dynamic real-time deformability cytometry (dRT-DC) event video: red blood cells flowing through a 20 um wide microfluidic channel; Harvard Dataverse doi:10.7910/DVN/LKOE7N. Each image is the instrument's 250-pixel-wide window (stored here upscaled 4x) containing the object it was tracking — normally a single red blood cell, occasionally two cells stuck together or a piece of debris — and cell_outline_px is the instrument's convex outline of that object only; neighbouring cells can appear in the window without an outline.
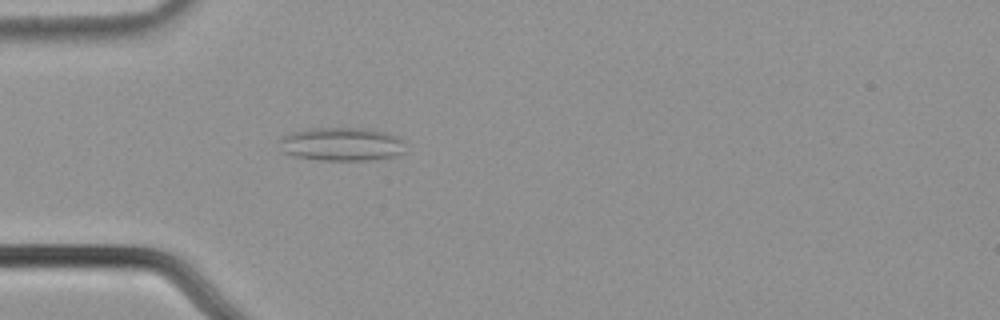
{"species": "common noctule bat (a hibernating species)", "species_latin": "Nyctalus noctula", "temperature_condition": "cold", "stored_images_in_passage": 33, "camera_frame_rate_fps": 3000, "um_per_image_px": 0.085, "animal": {"sex": "male", "body_mass_g": 21.5, "forearm_length_mm": 52.0}, "frame": {"image": 1, "passage_image": 17, "time_ms": 5.333, "image_size_px": [1000, 320], "cell_outline_px": [[404, 152], [392, 156], [368, 160], [320, 160], [296, 156], [284, 152], [280, 140], [280, 136], [292, 132], [308, 128], [360, 128], [384, 132], [400, 136], [404, 140]], "centroid_in_image_um": [29.06, 12.24], "position_along_channel_um": 55.9, "area_um2": 24.45}}
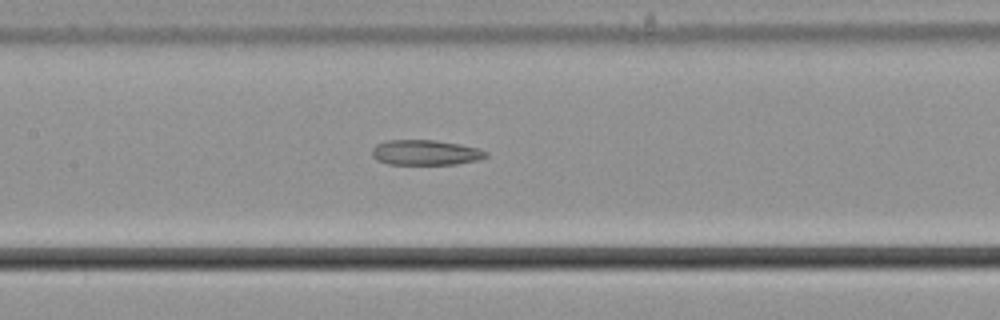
{"frame": {"image": 2, "passage_image": 27, "time_ms": 8.667, "image_size_px": [1000, 320], "cell_outline_px": [[488, 156], [480, 160], [456, 164], [388, 164], [376, 160], [372, 156], [372, 148], [376, 144], [388, 140], [436, 140], [460, 144], [476, 148], [488, 152]], "centroid_in_image_um": [36.16, 12.97], "position_along_channel_um": 171.2, "area_um2": 16.82}}
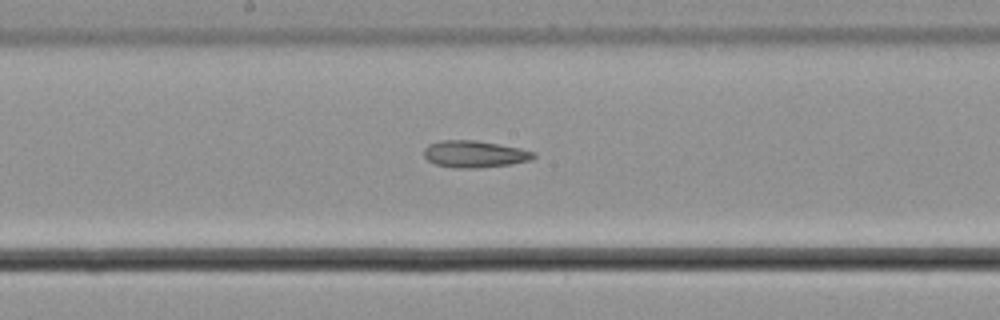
{"frame": {"image": 3, "passage_image": 30, "time_ms": 9.667, "image_size_px": [1000, 320], "cell_outline_px": [[536, 156], [532, 160], [512, 164], [476, 168], [452, 168], [436, 164], [428, 160], [424, 156], [424, 148], [428, 144], [440, 140], [476, 140], [520, 148], [536, 152]], "centroid_in_image_um": [40.35, 13.09], "position_along_channel_um": 207.9, "area_um2": 17.34}}